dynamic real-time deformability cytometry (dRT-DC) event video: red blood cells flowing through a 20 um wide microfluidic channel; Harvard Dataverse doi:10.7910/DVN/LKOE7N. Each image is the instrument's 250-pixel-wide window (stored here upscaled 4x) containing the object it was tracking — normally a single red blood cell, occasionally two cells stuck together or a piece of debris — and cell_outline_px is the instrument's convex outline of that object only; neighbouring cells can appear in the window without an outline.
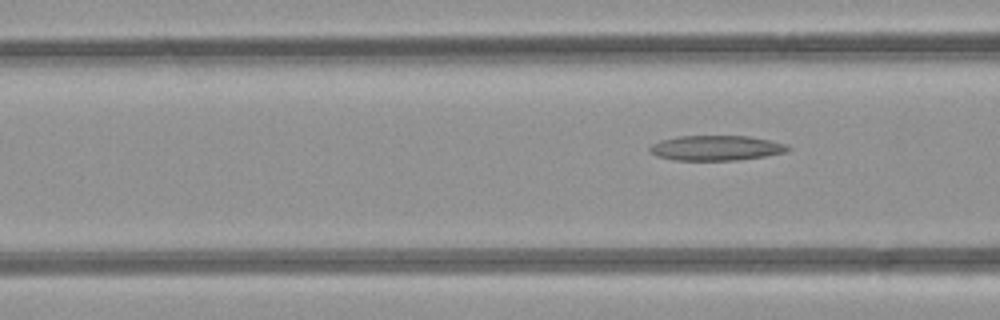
{"species": "common noctule bat (a hibernating species)", "species_latin": "Nyctalus noctula", "temperature_condition": "room temperature", "stored_images_in_passage": 3, "camera_frame_rate_fps": 3000, "um_per_image_px": 0.085, "animal": {"sex": "female", "body_mass_g": 21.9}, "frame": {"image": 1, "passage_image": 3, "time_ms": 3.333, "image_size_px": [1000, 320], "cell_outline_px": [[792, 148], [788, 152], [764, 156], [736, 160], [672, 160], [656, 156], [648, 148], [652, 144], [660, 140], [676, 136], [748, 136], [788, 144]], "centroid_in_image_um": [60.88, 12.57], "position_along_channel_um": 105.7, "area_um2": 20.23}}